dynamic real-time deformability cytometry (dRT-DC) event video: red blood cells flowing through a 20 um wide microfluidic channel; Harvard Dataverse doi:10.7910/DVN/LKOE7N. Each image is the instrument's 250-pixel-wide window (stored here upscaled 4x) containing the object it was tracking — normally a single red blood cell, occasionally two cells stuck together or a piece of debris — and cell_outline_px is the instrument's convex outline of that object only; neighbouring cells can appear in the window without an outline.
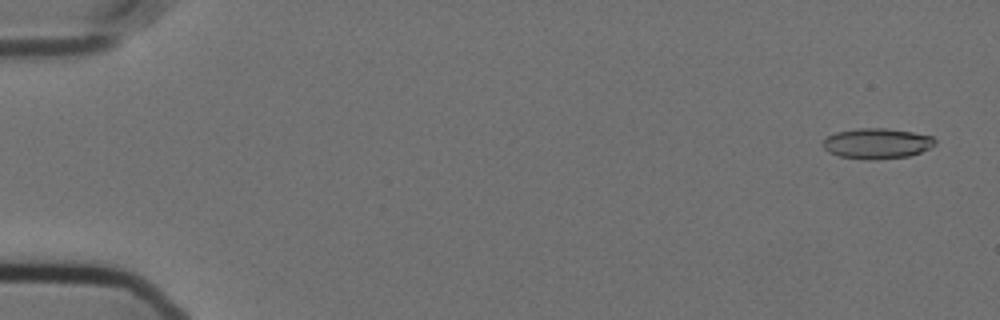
{"species": "Egyptian fruit bat (a non-hibernating species)", "species_latin": "Rousettus aegyptiacus", "temperature_condition": "cold", "stored_images_in_passage": 22, "camera_frame_rate_fps": 3000, "um_per_image_px": 0.085, "animal": {"sex": "female"}, "frame": {"image": 1, "passage_image": 3, "time_ms": 0.667, "image_size_px": [1000, 320], "cell_outline_px": [[936, 144], [920, 152], [908, 156], [868, 160], [864, 160], [840, 156], [828, 152], [824, 148], [824, 140], [828, 136], [836, 132], [856, 128], [884, 128], [912, 132], [932, 136], [936, 140]], "centroid_in_image_um": [74.53, 12.19], "position_along_channel_um": 10.5, "area_um2": 19.77}}
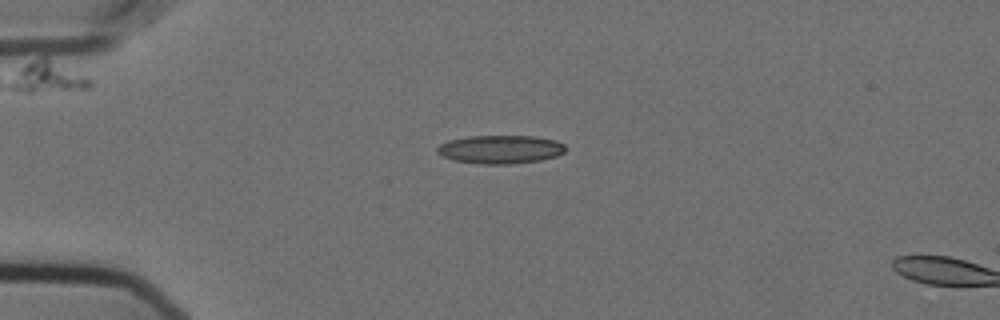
{"frame": {"image": 2, "passage_image": 15, "time_ms": 4.667, "image_size_px": [1000, 320], "cell_outline_px": [[564, 152], [556, 156], [540, 160], [512, 164], [480, 164], [456, 160], [444, 156], [436, 152], [436, 148], [440, 144], [448, 140], [472, 136], [532, 136], [556, 140], [564, 144]], "centroid_in_image_um": [42.53, 12.69], "position_along_channel_um": 42.5, "area_um2": 21.1}}
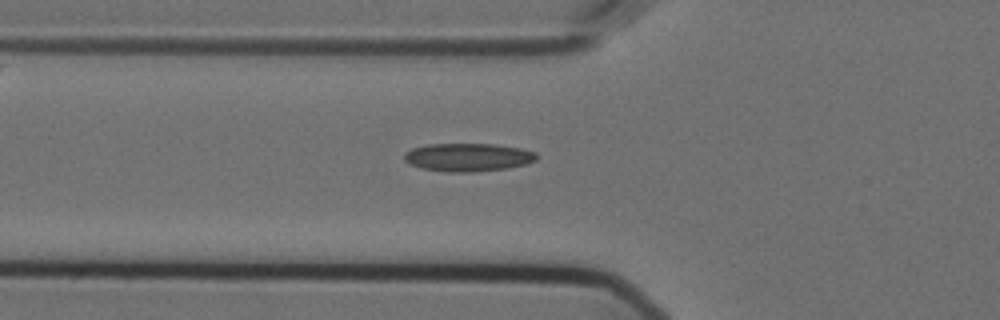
{"frame": {"image": 3, "passage_image": 21, "time_ms": 6.667, "image_size_px": [1000, 320], "cell_outline_px": [[536, 160], [528, 164], [508, 168], [472, 172], [448, 172], [420, 168], [408, 164], [404, 160], [404, 152], [412, 148], [428, 144], [496, 144], [520, 148], [536, 152]], "centroid_in_image_um": [39.76, 13.37], "position_along_channel_um": 86.0, "area_um2": 21.91}}